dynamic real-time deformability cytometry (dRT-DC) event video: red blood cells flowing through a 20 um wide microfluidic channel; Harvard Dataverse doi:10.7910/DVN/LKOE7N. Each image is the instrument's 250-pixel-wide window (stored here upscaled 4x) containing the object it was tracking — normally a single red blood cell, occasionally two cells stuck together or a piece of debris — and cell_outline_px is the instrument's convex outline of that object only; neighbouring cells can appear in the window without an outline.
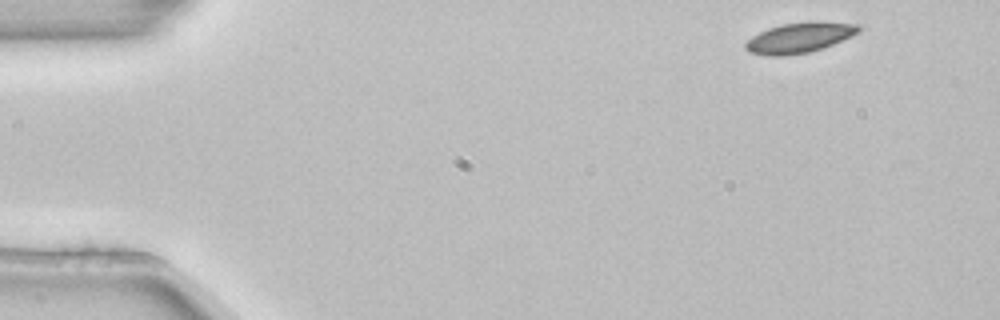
{"species": "common noctule bat (a hibernating species)", "species_latin": "Nyctalus noctula", "temperature_condition": "room temperature", "stored_images_in_passage": 3, "camera_frame_rate_fps": 3000, "um_per_image_px": 0.085, "animal": {"sex": "female", "body_mass_g": 22.7, "forearm_length_mm": 54.2}, "frame": {"image": 1, "passage_image": 1, "time_ms": 0.0, "image_size_px": [1000, 320], "cell_outline_px": [[860, 32], [852, 36], [832, 44], [808, 52], [784, 56], [768, 56], [748, 52], [744, 48], [744, 44], [752, 36], [768, 28], [784, 24], [816, 20], [860, 24]], "centroid_in_image_um": [67.96, 3.19], "position_along_channel_um": 17.0, "area_um2": 20.06}}